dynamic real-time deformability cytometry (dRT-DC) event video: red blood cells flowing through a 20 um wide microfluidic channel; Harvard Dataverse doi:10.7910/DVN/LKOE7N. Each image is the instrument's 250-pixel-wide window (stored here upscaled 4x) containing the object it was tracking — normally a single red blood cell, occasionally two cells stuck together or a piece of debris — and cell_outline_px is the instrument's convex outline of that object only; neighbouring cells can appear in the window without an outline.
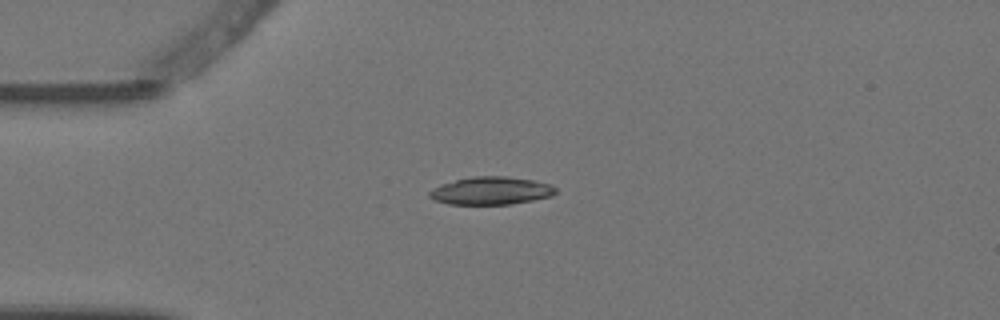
{"species": "Egyptian fruit bat (a non-hibernating species)", "species_latin": "Rousettus aegyptiacus", "temperature_condition": "warm", "stored_images_in_passage": 1, "camera_frame_rate_fps": 3000, "um_per_image_px": 0.085, "animal": {"sex": "female"}, "frame": {"image": 1, "passage_image": 1, "time_ms": 0.0, "image_size_px": [1000, 320], "cell_outline_px": [[556, 192], [552, 196], [512, 204], [448, 204], [436, 200], [428, 196], [428, 192], [432, 188], [440, 184], [472, 176], [508, 176], [532, 180], [548, 184], [556, 188]], "centroid_in_image_um": [41.71, 16.21], "position_along_channel_um": 43.3, "area_um2": 20.4}}